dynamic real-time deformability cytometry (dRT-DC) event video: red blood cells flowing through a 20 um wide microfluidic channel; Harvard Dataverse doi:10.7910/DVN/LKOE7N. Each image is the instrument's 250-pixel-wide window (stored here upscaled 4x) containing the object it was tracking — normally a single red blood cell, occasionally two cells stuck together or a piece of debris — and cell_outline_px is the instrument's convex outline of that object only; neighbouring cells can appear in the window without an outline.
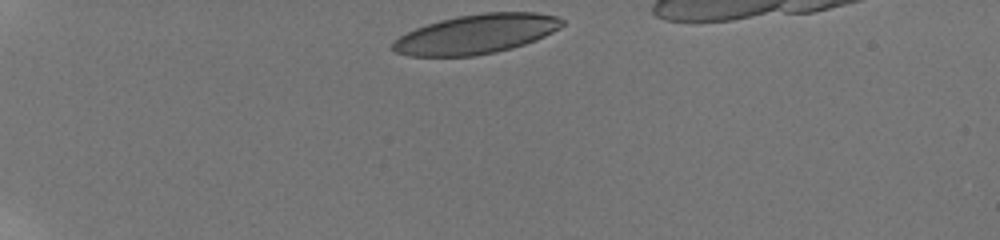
{"species": "human", "species_latin": "Homo sapiens", "temperature_condition": "room temperature", "stored_images_in_passage": 37, "camera_frame_rate_fps": 3000, "um_per_image_px": 0.085, "donor": {"sex": "male"}, "frame": {"image": 1, "passage_image": 1, "time_ms": 0.0, "image_size_px": [1000, 240], "cell_outline_px": [[564, 24], [560, 28], [536, 40], [512, 48], [496, 52], [476, 56], [408, 56], [396, 52], [392, 48], [392, 44], [400, 36], [416, 28], [440, 20], [460, 16], [484, 12], [536, 12], [556, 16], [564, 20]], "centroid_in_image_um": [40.51, 2.9], "position_along_channel_um": 44.5, "area_um2": 38.73}}
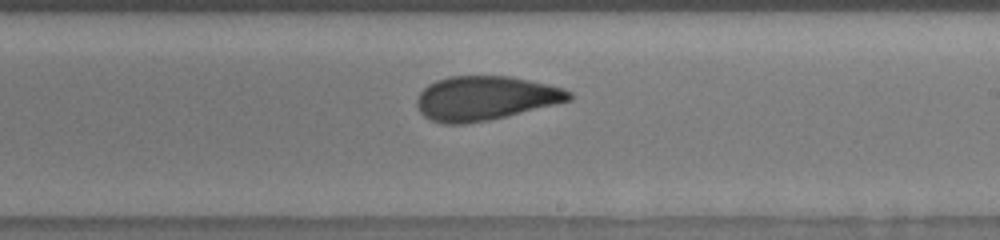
{"frame": {"image": 2, "passage_image": 22, "time_ms": 7.0, "image_size_px": [1000, 240], "cell_outline_px": [[572, 100], [488, 120], [464, 124], [444, 124], [432, 120], [424, 116], [420, 112], [416, 104], [416, 100], [420, 92], [428, 84], [436, 80], [452, 76], [512, 76], [548, 84], [564, 88], [572, 92]], "centroid_in_image_um": [41.24, 8.34], "position_along_channel_um": 247.8, "area_um2": 39.13}}
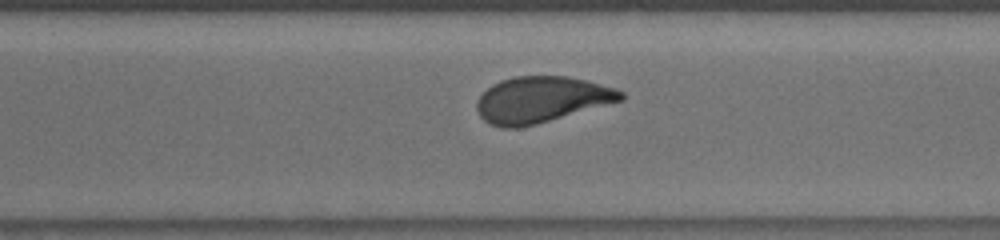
{"frame": {"image": 3, "passage_image": 28, "time_ms": 9.0, "image_size_px": [1000, 240], "cell_outline_px": [[624, 100], [536, 124], [520, 128], [500, 128], [484, 120], [480, 116], [476, 108], [476, 100], [492, 84], [500, 80], [516, 76], [568, 76], [616, 88], [624, 92]], "centroid_in_image_um": [46.01, 8.47], "position_along_channel_um": 324.6, "area_um2": 38.67}, "authors_computed_cell_mechanics": {"area_um2": 39.304, "velocity_mm_per_s": 3.8523, "shape_relaxation_time_tau1_ms": 4.9353, "shape_relaxation_time_tau2_ms": 1.5975, "deformation_change_tau1": 0.1774, "deformation_change_tau2": 0.0841}}